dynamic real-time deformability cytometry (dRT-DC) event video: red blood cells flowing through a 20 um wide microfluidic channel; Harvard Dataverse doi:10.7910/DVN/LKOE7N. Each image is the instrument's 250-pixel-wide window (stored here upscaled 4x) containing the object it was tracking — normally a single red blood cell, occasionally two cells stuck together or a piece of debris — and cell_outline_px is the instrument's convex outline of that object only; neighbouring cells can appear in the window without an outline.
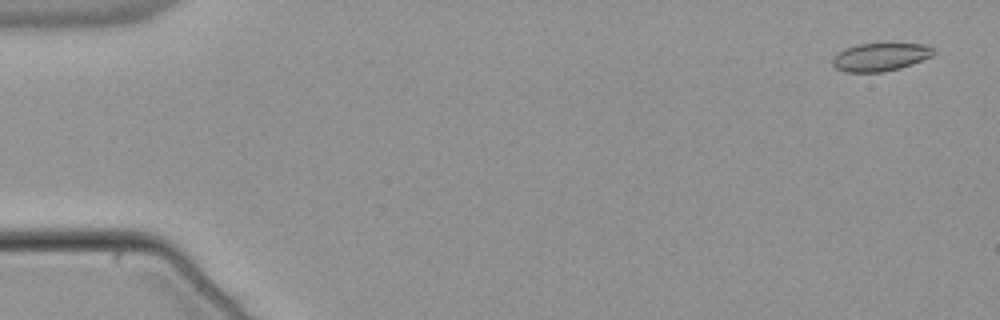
{"species": "common noctule bat (a hibernating species)", "species_latin": "Nyctalus noctula", "temperature_condition": "warm", "stored_images_in_passage": 55, "camera_frame_rate_fps": 3000, "um_per_image_px": 0.085, "animal": {"sex": "male", "body_mass_g": 21.5, "forearm_length_mm": 52.0}, "frame": {"image": 1, "passage_image": 3, "time_ms": 0.667, "image_size_px": [1000, 320], "cell_outline_px": [[936, 52], [932, 56], [912, 64], [900, 68], [884, 72], [844, 72], [836, 68], [832, 64], [832, 60], [844, 48], [856, 44], [924, 44], [936, 48]], "centroid_in_image_um": [74.86, 4.85], "position_along_channel_um": 10.1, "area_um2": 16.53}}
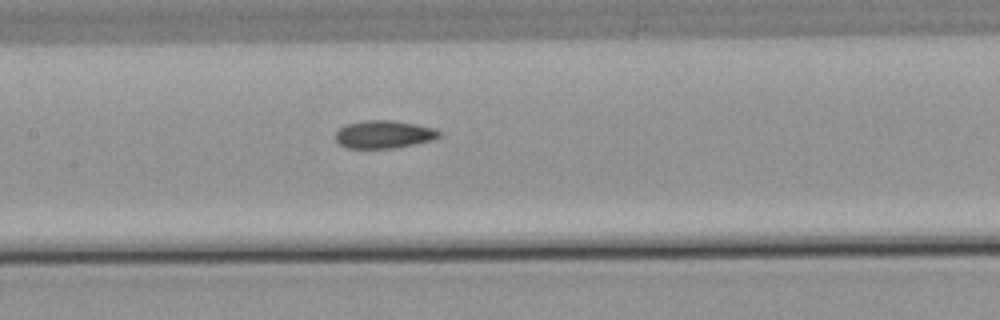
{"frame": {"image": 2, "passage_image": 27, "time_ms": 8.667, "image_size_px": [1000, 320], "cell_outline_px": [[440, 136], [432, 140], [396, 148], [348, 148], [340, 144], [336, 140], [336, 132], [344, 124], [364, 120], [392, 120], [416, 124], [436, 128], [440, 132]], "centroid_in_image_um": [32.63, 11.41], "position_along_channel_um": 174.8, "area_um2": 16.88}}
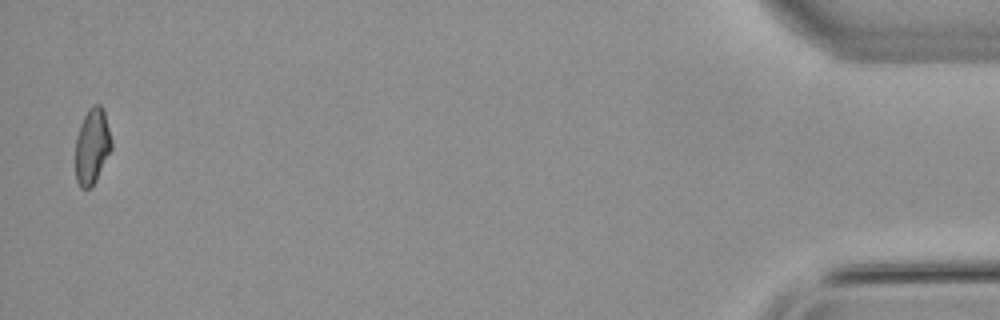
{"frame": {"image": 3, "passage_image": 54, "time_ms": 17.667, "image_size_px": [1000, 320], "cell_outline_px": [[112, 148], [96, 180], [88, 188], [80, 188], [76, 180], [76, 136], [80, 124], [88, 108], [92, 104], [100, 104], [104, 108], [112, 140]], "centroid_in_image_um": [7.84, 12.37], "position_along_channel_um": 427.4, "area_um2": 16.01}, "authors_computed_cell_mechanics": {"area_um2": 16.6464, "velocity_mm_per_s": 3.8187, "shape_relaxation_time_tau1_ms": null, "shape_relaxation_time_tau2_ms": 2.4188, "deformation_change_tau1": null, "deformation_change_tau2": 0.074}}